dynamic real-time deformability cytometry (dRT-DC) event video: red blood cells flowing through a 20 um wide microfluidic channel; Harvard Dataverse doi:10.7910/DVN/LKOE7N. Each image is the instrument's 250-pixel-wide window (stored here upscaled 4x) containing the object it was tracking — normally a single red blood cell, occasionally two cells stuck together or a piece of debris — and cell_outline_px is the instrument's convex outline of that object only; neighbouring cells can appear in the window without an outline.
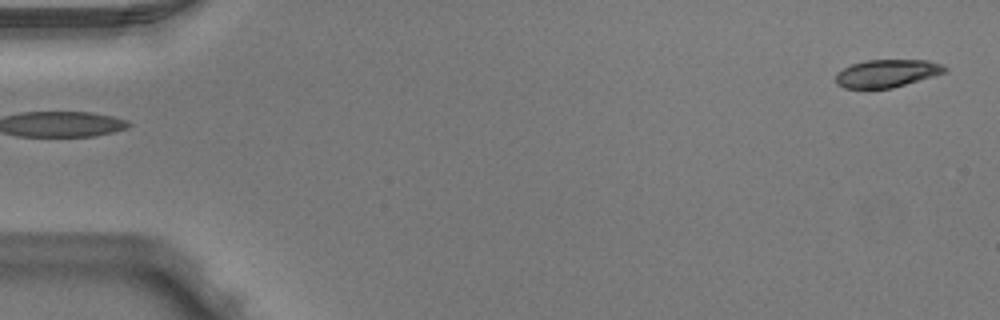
{"species": "Egyptian fruit bat (a non-hibernating species)", "species_latin": "Rousettus aegyptiacus", "temperature_condition": "warm", "stored_images_in_passage": 5, "camera_frame_rate_fps": 3000, "um_per_image_px": 0.085, "animal": {"sex": "male"}, "frame": {"image": 1, "passage_image": 1, "time_ms": 0.0, "image_size_px": [1000, 320], "cell_outline_px": [[948, 68], [944, 72], [892, 88], [844, 88], [836, 84], [836, 76], [844, 68], [852, 64], [864, 60], [928, 60], [940, 64]], "centroid_in_image_um": [75.36, 6.23], "position_along_channel_um": 9.6, "area_um2": 17.28}}
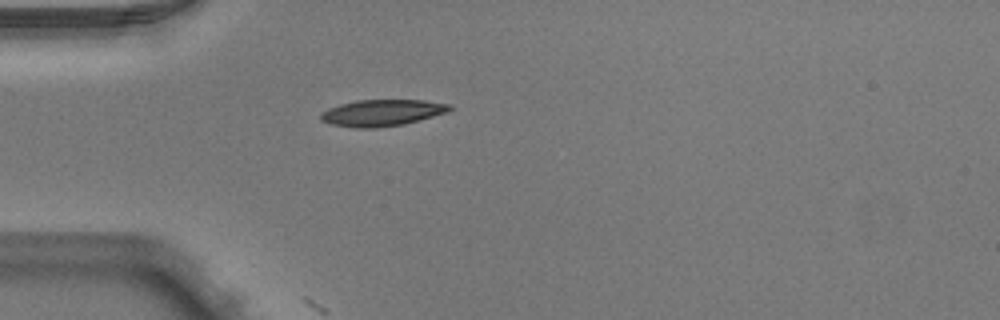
{"frame": {"image": 2, "passage_image": 4, "time_ms": 1.0, "image_size_px": [1000, 320], "cell_outline_px": [[452, 108], [448, 112], [404, 124], [376, 128], [352, 128], [332, 124], [320, 120], [320, 112], [328, 108], [340, 104], [356, 100], [424, 100], [452, 104]], "centroid_in_image_um": [32.46, 9.58], "position_along_channel_um": 52.5, "area_um2": 20.06}}